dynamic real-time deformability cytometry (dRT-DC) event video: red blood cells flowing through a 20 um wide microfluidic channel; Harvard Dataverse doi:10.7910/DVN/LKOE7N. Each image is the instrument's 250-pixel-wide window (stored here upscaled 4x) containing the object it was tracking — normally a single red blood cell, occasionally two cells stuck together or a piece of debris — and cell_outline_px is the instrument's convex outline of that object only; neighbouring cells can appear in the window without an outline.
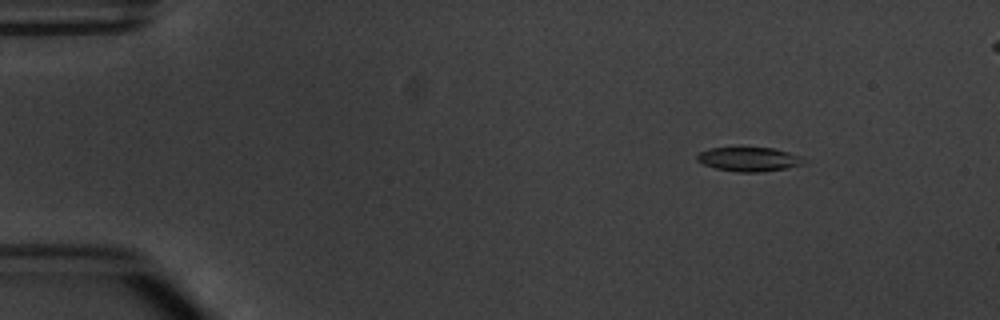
{"species": "common noctule bat (a hibernating species)", "species_latin": "Nyctalus noctula", "temperature_condition": "warm", "stored_images_in_passage": 4, "camera_frame_rate_fps": 3000, "um_per_image_px": 0.085, "animal": {"sex": "male", "body_mass_g": 20.1, "forearm_length_mm": 53.5}, "frame": {"image": 1, "passage_image": 1, "time_ms": 0.0, "image_size_px": [1000, 320], "cell_outline_px": [[812, 160], [804, 164], [784, 168], [760, 172], [736, 172], [716, 168], [704, 164], [696, 160], [696, 156], [700, 152], [708, 148], [772, 148], [788, 152]], "centroid_in_image_um": [63.7, 13.54], "position_along_channel_um": 21.3, "area_um2": 15.03}}